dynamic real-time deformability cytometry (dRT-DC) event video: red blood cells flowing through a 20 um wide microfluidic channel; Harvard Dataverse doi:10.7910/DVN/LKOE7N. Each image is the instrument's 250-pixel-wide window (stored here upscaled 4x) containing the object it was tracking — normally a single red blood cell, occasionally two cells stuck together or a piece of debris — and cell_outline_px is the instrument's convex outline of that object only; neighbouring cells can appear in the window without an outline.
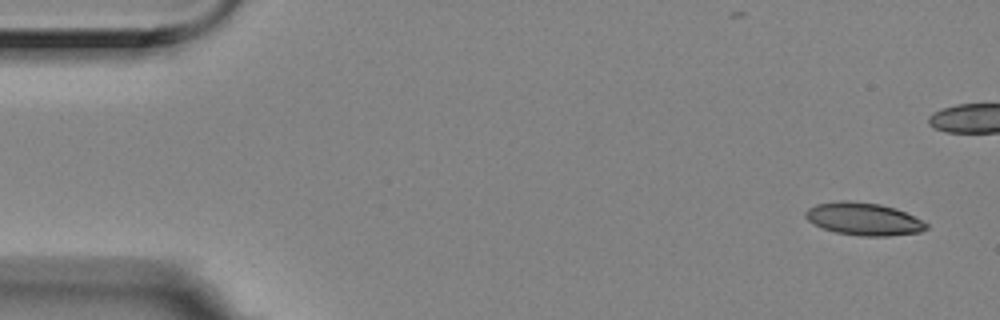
{"species": "Egyptian fruit bat (a non-hibernating species)", "species_latin": "Rousettus aegyptiacus", "temperature_condition": "room temperature", "stored_images_in_passage": 7, "segment_of_instrument_passage": [1, 2], "camera_frame_rate_fps": 3000, "um_per_image_px": 0.085, "animal": {"sex": "female"}, "frame": {"image": 1, "passage_image": 1, "time_ms": 0.0, "image_size_px": [1000, 320], "cell_outline_px": [[928, 228], [920, 232], [888, 236], [860, 236], [836, 232], [824, 228], [808, 220], [804, 216], [804, 212], [808, 208], [816, 204], [840, 200], [848, 200], [880, 204], [896, 208], [928, 224]], "centroid_in_image_um": [73.39, 18.6], "position_along_channel_um": 11.6, "area_um2": 22.83}}
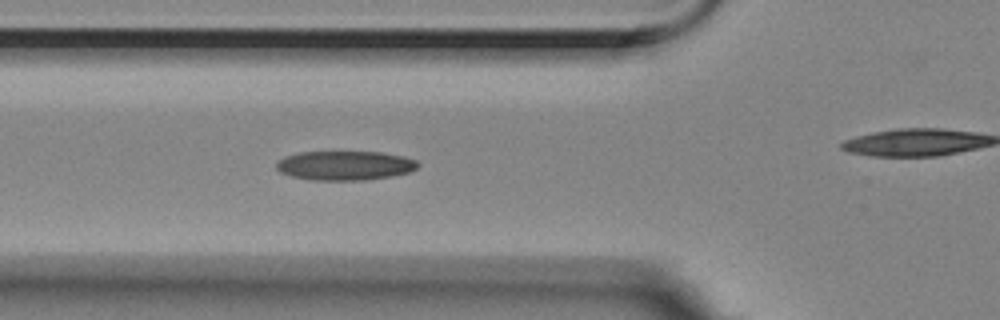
{"frame": {"image": 2, "passage_image": 6, "time_ms": 1.667, "image_size_px": [1000, 320], "cell_outline_px": [[420, 164], [416, 168], [408, 172], [392, 176], [364, 180], [312, 180], [292, 176], [280, 172], [276, 168], [276, 160], [284, 156], [296, 152], [380, 152], [404, 156], [416, 160]], "centroid_in_image_um": [29.28, 14.06], "position_along_channel_um": 96.5, "area_um2": 24.28}}